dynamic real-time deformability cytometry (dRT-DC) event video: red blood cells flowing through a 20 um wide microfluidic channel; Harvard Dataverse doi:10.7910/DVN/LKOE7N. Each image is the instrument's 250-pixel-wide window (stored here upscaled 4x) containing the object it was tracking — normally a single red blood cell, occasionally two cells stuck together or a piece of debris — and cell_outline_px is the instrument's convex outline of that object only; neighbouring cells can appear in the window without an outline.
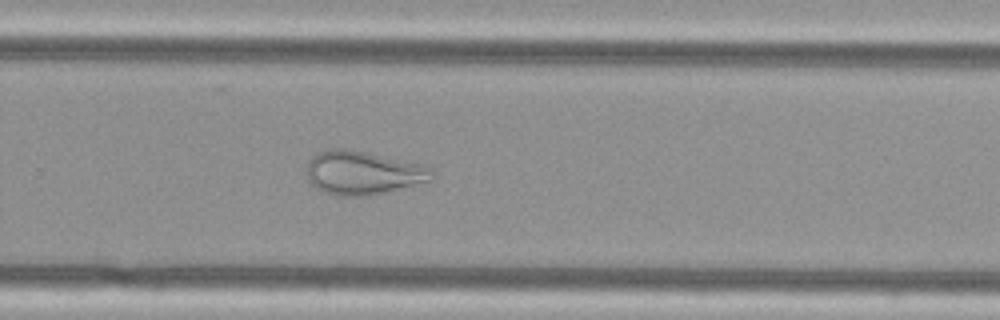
{"species": "Egyptian fruit bat (a non-hibernating species)", "species_latin": "Rousettus aegyptiacus", "temperature_condition": "cold", "stored_images_in_passage": 46, "camera_frame_rate_fps": 3000, "um_per_image_px": 0.085, "animal": {"sex": "female"}, "frame": {"image": 1, "passage_image": 28, "time_ms": 9.0, "image_size_px": [1000, 320], "cell_outline_px": [[436, 176], [432, 180], [368, 196], [344, 196], [324, 192], [316, 188], [308, 180], [308, 160], [316, 152], [328, 148], [344, 148], [420, 164], [428, 168]], "centroid_in_image_um": [30.8, 14.69], "position_along_channel_um": 299.0, "area_um2": 31.39}}
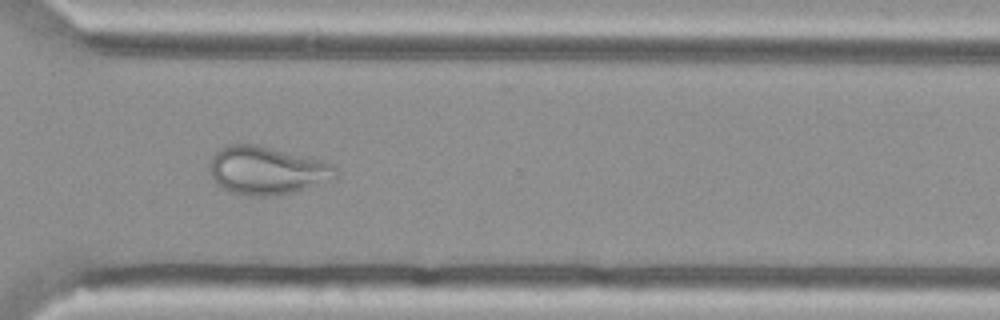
{"frame": {"image": 2, "passage_image": 32, "time_ms": 10.333, "image_size_px": [1000, 320], "cell_outline_px": [[336, 180], [280, 196], [248, 196], [232, 192], [216, 184], [208, 172], [212, 160], [216, 152], [224, 144], [256, 144], [320, 160], [332, 164], [336, 168]], "centroid_in_image_um": [22.69, 14.51], "position_along_channel_um": 347.9, "area_um2": 35.55}}
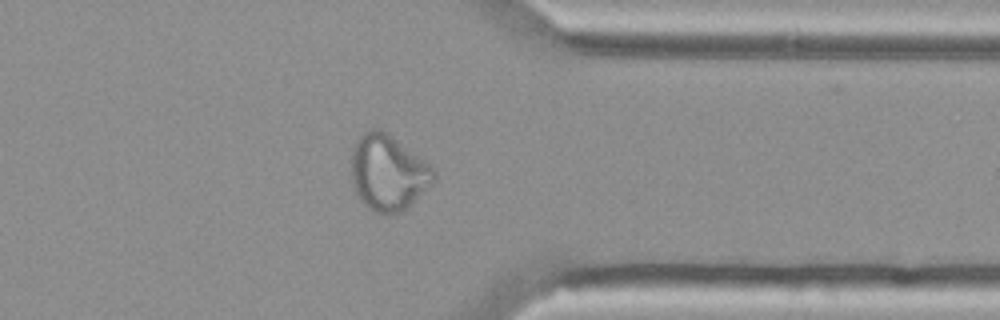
{"frame": {"image": 3, "passage_image": 35, "time_ms": 11.333, "image_size_px": [1000, 320], "cell_outline_px": [[436, 180], [408, 208], [400, 212], [388, 216], [372, 212], [356, 196], [352, 188], [352, 148], [356, 140], [364, 132], [372, 128], [380, 128], [388, 132], [432, 164], [436, 168]], "centroid_in_image_um": [33.01, 14.69], "position_along_channel_um": 378.4, "area_um2": 37.51}}